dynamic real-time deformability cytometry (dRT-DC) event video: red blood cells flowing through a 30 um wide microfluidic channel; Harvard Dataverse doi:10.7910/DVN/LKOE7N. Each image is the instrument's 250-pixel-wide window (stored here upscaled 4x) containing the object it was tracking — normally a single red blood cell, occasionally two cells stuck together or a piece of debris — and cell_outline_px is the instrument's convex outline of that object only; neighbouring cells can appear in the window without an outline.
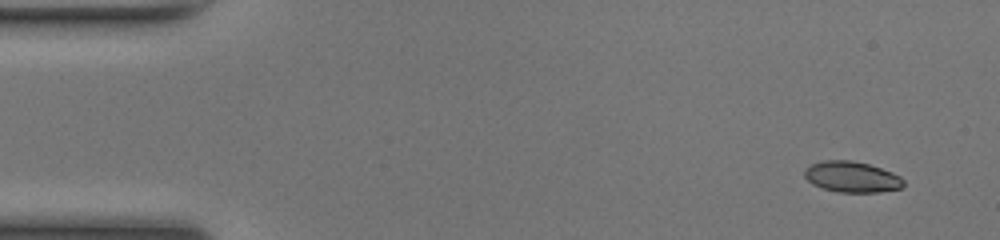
{"species": "common noctule bat (a hibernating species)", "species_latin": "Nyctalus noctula", "temperature_condition": "room temperature", "stored_images_in_passage": 47, "camera_frame_rate_fps": 3000, "um_per_image_px": 0.085, "animal": {"sex": "female", "body_mass_g": 17.0, "forearm_length_mm": 48.0}, "frame": {"image": 1, "passage_image": 1, "time_ms": 0.0, "image_size_px": [1000, 240], "cell_outline_px": [[904, 184], [900, 188], [880, 192], [840, 192], [824, 188], [812, 184], [804, 176], [804, 168], [812, 164], [824, 160], [852, 160], [868, 164], [892, 172], [900, 176], [904, 180]], "centroid_in_image_um": [72.4, 15.03], "position_along_channel_um": 12.6, "area_um2": 17.74}}
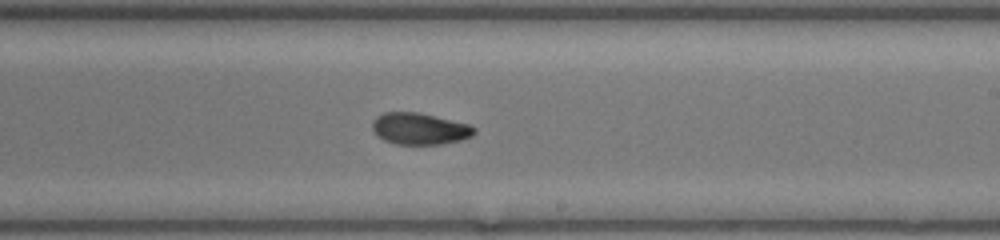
{"frame": {"image": 2, "passage_image": 27, "time_ms": 8.667, "image_size_px": [1000, 240], "cell_outline_px": [[476, 132], [472, 136], [460, 140], [440, 144], [396, 144], [384, 140], [376, 136], [372, 132], [372, 120], [376, 116], [384, 112], [416, 112], [468, 124], [476, 128]], "centroid_in_image_um": [35.61, 10.94], "position_along_channel_um": 253.4, "area_um2": 18.79}}
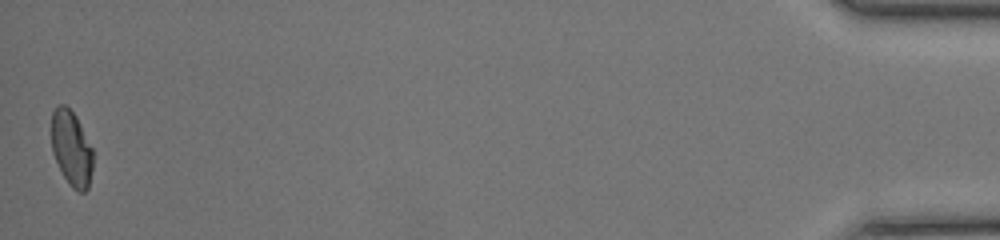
{"frame": {"image": 3, "passage_image": 47, "time_ms": 15.333, "image_size_px": [1000, 240], "cell_outline_px": [[92, 168], [88, 188], [84, 192], [80, 192], [72, 188], [64, 176], [52, 152], [52, 112], [60, 104], [64, 104], [76, 116], [92, 148]], "centroid_in_image_um": [6.07, 12.62], "position_along_channel_um": 429.1, "area_um2": 17.86}, "authors_computed_cell_mechanics": {"area_um2": 18.785, "velocity_mm_per_s": 4.1954, "shape_relaxation_time_tau1_ms": 7.7513, "shape_relaxation_time_tau2_ms": 2.0819, "deformation_change_tau1": 0.2034, "deformation_change_tau2": 0.0485}}